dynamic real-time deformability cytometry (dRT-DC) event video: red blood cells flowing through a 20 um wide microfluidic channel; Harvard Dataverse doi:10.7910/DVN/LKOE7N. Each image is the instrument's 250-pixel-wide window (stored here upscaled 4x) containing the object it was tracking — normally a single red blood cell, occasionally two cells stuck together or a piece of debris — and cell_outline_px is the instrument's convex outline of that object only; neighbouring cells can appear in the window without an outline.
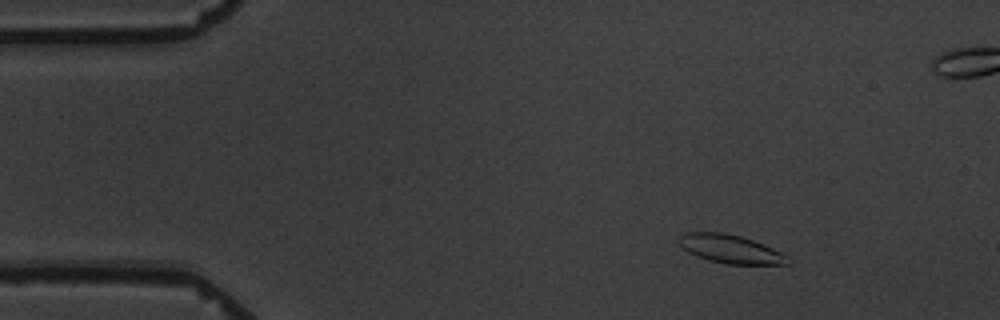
{"species": "common noctule bat (a hibernating species)", "species_latin": "Nyctalus noctula", "temperature_condition": "warm", "stored_images_in_passage": 5, "camera_frame_rate_fps": 3000, "um_per_image_px": 0.085, "animal": {"sex": "male", "body_mass_g": 19.5, "forearm_length_mm": 54.6}, "frame": {"image": 1, "passage_image": 2, "time_ms": 1.0, "image_size_px": [1000, 320], "cell_outline_px": [[792, 260], [788, 264], [724, 264], [708, 260], [696, 256], [688, 252], [680, 244], [680, 236], [688, 232], [724, 232], [740, 236], [764, 244], [788, 256]], "centroid_in_image_um": [62.12, 21.17], "position_along_channel_um": 22.9, "area_um2": 17.98}}